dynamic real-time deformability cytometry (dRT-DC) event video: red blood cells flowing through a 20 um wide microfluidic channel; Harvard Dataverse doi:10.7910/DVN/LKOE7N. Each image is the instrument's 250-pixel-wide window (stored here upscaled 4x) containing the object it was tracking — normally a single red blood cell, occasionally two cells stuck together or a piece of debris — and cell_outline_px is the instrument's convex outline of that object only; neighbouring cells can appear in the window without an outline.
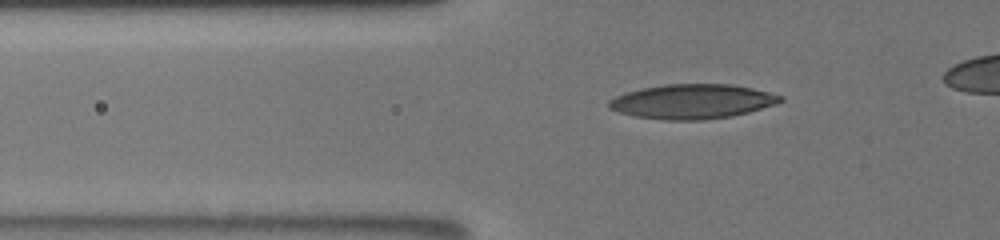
{"species": "human", "species_latin": "Homo sapiens", "temperature_condition": "room temperature", "stored_images_in_passage": 56, "camera_frame_rate_fps": 3000, "um_per_image_px": 0.085, "donor": {"sex": "male"}, "frame": {"image": 1, "passage_image": 24, "time_ms": 7.667, "image_size_px": [1000, 240], "cell_outline_px": [[784, 100], [776, 104], [748, 112], [732, 116], [704, 120], [664, 120], [636, 116], [620, 112], [608, 108], [608, 100], [624, 92], [640, 88], [664, 84], [728, 84], [752, 88], [784, 96]], "centroid_in_image_um": [58.83, 8.62], "position_along_channel_um": 67.0, "area_um2": 34.62}}
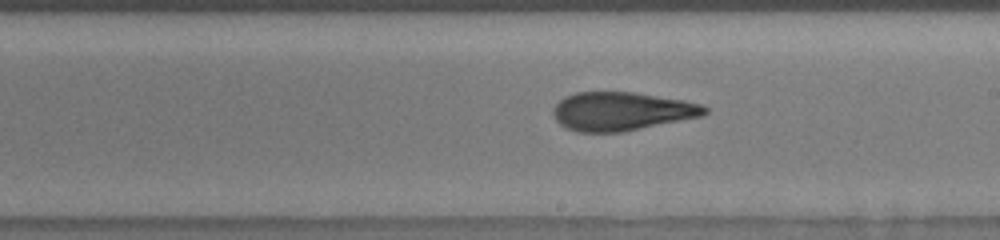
{"frame": {"image": 2, "passage_image": 38, "time_ms": 12.333, "image_size_px": [1000, 240], "cell_outline_px": [[708, 112], [704, 116], [624, 132], [576, 132], [560, 124], [556, 120], [552, 112], [552, 108], [564, 96], [576, 92], [632, 92], [684, 100], [700, 104], [708, 108]], "centroid_in_image_um": [52.84, 9.47], "position_along_channel_um": 236.2, "area_um2": 34.22}}
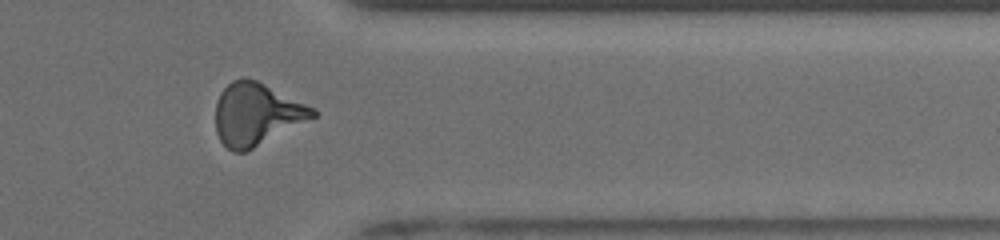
{"frame": {"image": 3, "passage_image": 50, "time_ms": 16.333, "image_size_px": [1000, 240], "cell_outline_px": [[316, 116], [244, 152], [232, 152], [220, 140], [216, 132], [216, 104], [220, 92], [232, 80], [244, 76], [256, 80], [316, 108]], "centroid_in_image_um": [21.78, 9.68], "position_along_channel_um": 389.6, "area_um2": 34.91}}